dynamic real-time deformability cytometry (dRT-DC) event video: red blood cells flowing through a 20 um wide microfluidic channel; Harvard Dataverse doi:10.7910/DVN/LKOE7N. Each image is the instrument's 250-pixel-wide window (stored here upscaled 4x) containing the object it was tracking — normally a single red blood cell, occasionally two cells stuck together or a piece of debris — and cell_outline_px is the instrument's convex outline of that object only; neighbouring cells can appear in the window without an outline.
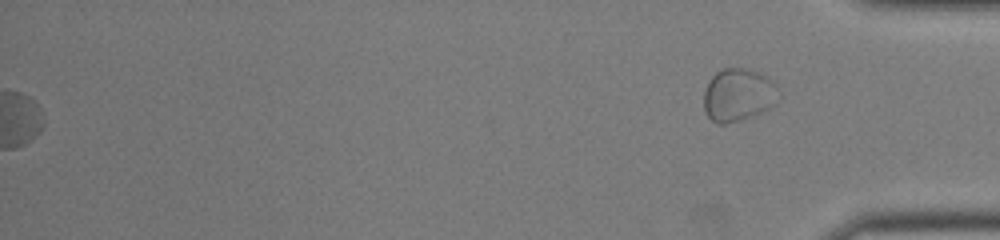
{"species": "common noctule bat (a hibernating species)", "species_latin": "Nyctalus noctula", "temperature_condition": "room temperature", "stored_images_in_passage": 37, "segment_of_instrument_passage": [2, 2], "camera_frame_rate_fps": 3000, "um_per_image_px": 0.085, "animal": {"sex": "female", "body_mass_g": 22.0, "forearm_length_mm": 56.7}, "frame": {"image": 1, "passage_image": 37, "time_ms": 12.0, "image_size_px": [1000, 240], "cell_outline_px": [[776, 104], [752, 116], [724, 124], [716, 124], [708, 116], [704, 108], [704, 92], [708, 80], [716, 72], [724, 68], [744, 68], [760, 72], [768, 76], [776, 84]], "centroid_in_image_um": [62.73, 8.05], "position_along_channel_um": 372.5, "area_um2": 22.95}}